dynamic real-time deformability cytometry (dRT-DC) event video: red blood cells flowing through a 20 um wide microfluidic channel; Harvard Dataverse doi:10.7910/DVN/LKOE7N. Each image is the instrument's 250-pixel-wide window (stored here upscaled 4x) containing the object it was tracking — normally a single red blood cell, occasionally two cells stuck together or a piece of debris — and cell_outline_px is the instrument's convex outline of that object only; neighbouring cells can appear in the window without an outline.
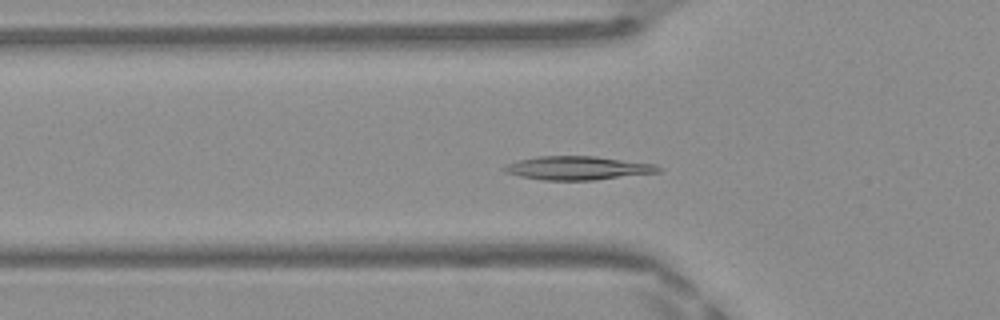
{"species": "Egyptian fruit bat (a non-hibernating species)", "species_latin": "Rousettus aegyptiacus", "temperature_condition": "warm", "stored_images_in_passage": 49, "segment_of_instrument_passage": [1, 2], "camera_frame_rate_fps": 3000, "um_per_image_px": 0.085, "frame": {"image": 1, "passage_image": 16, "time_ms": 5.0, "image_size_px": [1000, 320], "cell_outline_px": [[664, 168], [660, 172], [592, 180], [544, 180], [520, 176], [508, 172], [500, 168], [504, 164], [536, 156], [596, 156], [656, 164]], "centroid_in_image_um": [49.13, 14.27], "position_along_channel_um": 76.7, "area_um2": 21.21}}
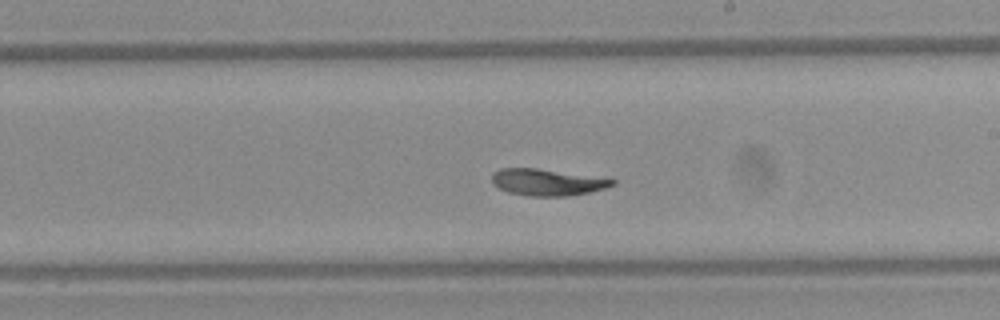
{"frame": {"image": 2, "passage_image": 28, "time_ms": 9.0, "image_size_px": [1000, 320], "cell_outline_px": [[616, 184], [604, 188], [588, 192], [568, 196], [528, 196], [508, 192], [492, 184], [492, 172], [500, 168], [536, 168], [616, 180]], "centroid_in_image_um": [46.45, 15.49], "position_along_channel_um": 242.6, "area_um2": 18.44}}
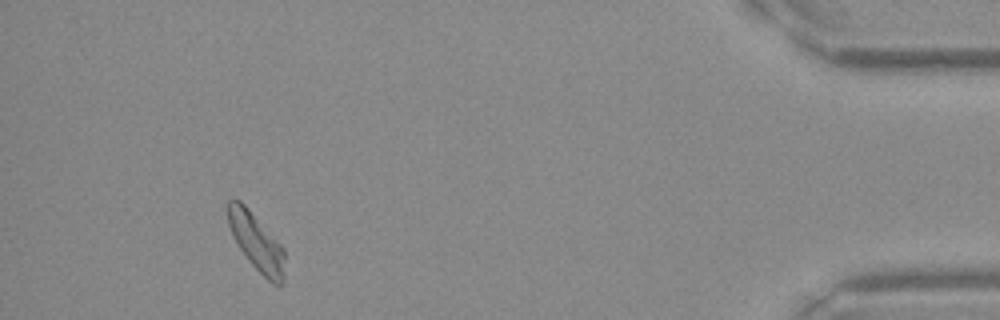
{"frame": {"image": 3, "passage_image": 45, "time_ms": 14.667, "image_size_px": [1000, 320], "cell_outline_px": [[284, 276], [280, 284], [272, 284], [248, 260], [232, 236], [228, 224], [228, 200], [240, 200], [248, 208], [284, 248]], "centroid_in_image_um": [21.79, 20.57], "position_along_channel_um": 413.4, "area_um2": 18.55}}